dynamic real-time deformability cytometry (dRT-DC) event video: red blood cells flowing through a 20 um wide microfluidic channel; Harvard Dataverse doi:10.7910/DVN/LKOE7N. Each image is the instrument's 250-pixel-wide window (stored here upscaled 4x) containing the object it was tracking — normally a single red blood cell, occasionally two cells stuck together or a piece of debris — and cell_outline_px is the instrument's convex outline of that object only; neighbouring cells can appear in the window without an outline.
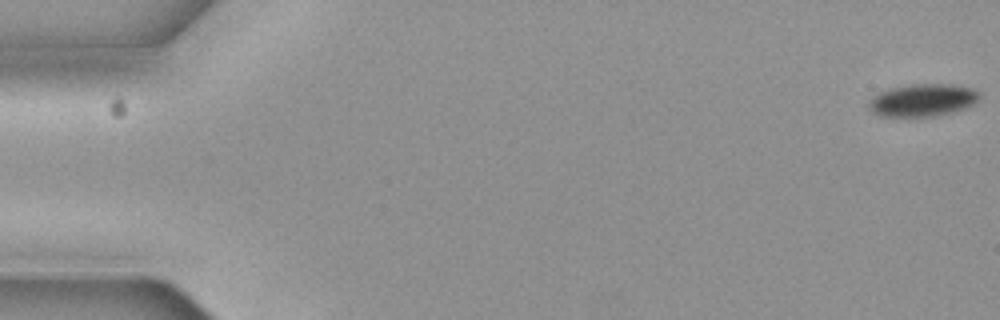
{"species": "common noctule bat (a hibernating species)", "species_latin": "Nyctalus noctula", "temperature_condition": "cold", "stored_images_in_passage": 4, "camera_frame_rate_fps": 3000, "um_per_image_px": 0.085, "animal": {"sex": "female", "body_mass_g": 19.3, "forearm_length_mm": 54.1}, "frame": {"image": 1, "passage_image": 1, "time_ms": 0.0, "image_size_px": [1000, 320], "cell_outline_px": [[980, 96], [972, 104], [964, 108], [932, 116], [880, 116], [872, 112], [868, 108], [868, 104], [872, 96], [888, 88], [912, 84], [952, 84], [972, 88], [980, 92]], "centroid_in_image_um": [78.38, 8.49], "position_along_channel_um": 6.6, "area_um2": 20.81}}